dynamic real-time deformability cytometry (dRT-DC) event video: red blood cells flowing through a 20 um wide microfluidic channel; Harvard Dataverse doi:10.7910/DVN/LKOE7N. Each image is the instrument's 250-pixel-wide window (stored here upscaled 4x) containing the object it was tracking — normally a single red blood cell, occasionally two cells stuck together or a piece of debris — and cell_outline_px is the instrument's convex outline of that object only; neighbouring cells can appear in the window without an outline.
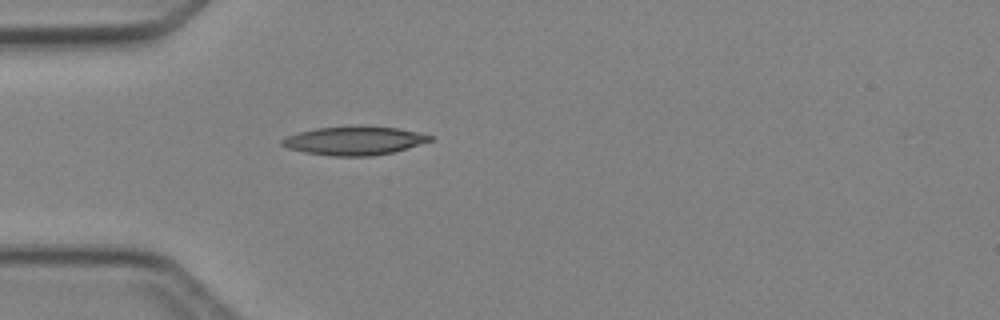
{"species": "Egyptian fruit bat (a non-hibernating species)", "species_latin": "Rousettus aegyptiacus", "temperature_condition": "cold", "stored_images_in_passage": 3, "camera_frame_rate_fps": 3000, "um_per_image_px": 0.085, "animal": {"sex": "female"}, "frame": {"image": 1, "passage_image": 3, "time_ms": 3.333, "image_size_px": [1000, 320], "cell_outline_px": [[436, 136], [432, 140], [392, 152], [372, 156], [332, 156], [304, 152], [288, 148], [280, 144], [280, 140], [288, 136], [300, 132], [316, 128], [360, 124], [400, 128]], "centroid_in_image_um": [30.13, 11.93], "position_along_channel_um": 54.9, "area_um2": 25.03}}